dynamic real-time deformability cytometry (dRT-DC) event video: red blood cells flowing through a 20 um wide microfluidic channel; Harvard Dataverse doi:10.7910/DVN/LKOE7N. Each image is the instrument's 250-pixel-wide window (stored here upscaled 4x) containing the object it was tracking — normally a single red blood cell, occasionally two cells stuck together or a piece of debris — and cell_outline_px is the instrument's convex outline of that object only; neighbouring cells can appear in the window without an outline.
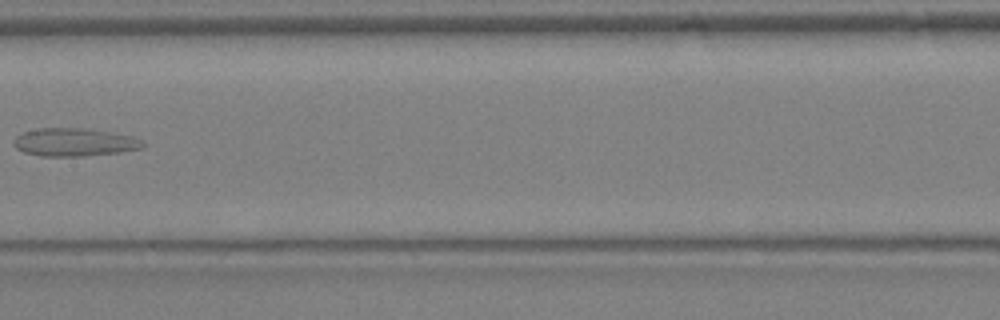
{"species": "Egyptian fruit bat (a non-hibernating species)", "species_latin": "Rousettus aegyptiacus", "temperature_condition": "warm", "stored_images_in_passage": 31, "camera_frame_rate_fps": 3000, "um_per_image_px": 0.085, "animal": {"sex": "female"}, "frame": {"image": 1, "passage_image": 15, "time_ms": 4.667, "image_size_px": [1000, 320], "cell_outline_px": [[144, 148], [120, 152], [84, 156], [40, 156], [24, 152], [16, 148], [12, 144], [12, 140], [16, 136], [24, 132], [40, 128], [84, 128], [132, 136], [140, 140], [144, 144]], "centroid_in_image_um": [6.29, 12.09], "position_along_channel_um": 201.1, "area_um2": 21.04}}
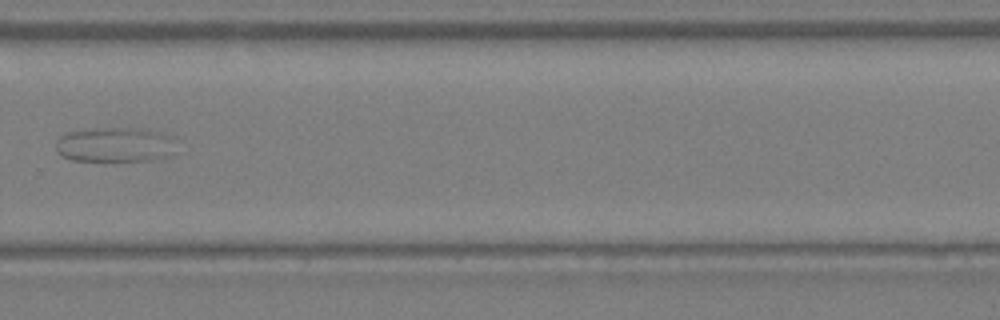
{"frame": {"image": 2, "passage_image": 21, "time_ms": 6.667, "image_size_px": [1000, 320], "cell_outline_px": [[180, 152], [168, 156], [152, 160], [72, 160], [64, 156], [56, 148], [56, 140], [64, 132], [100, 128], [132, 128], [160, 132], [176, 136]], "centroid_in_image_um": [9.91, 12.29], "position_along_channel_um": 319.9, "area_um2": 24.8}}
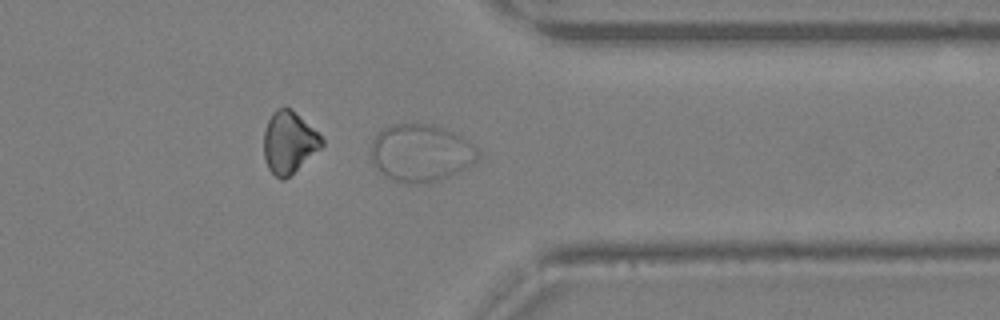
{"frame": {"image": 3, "passage_image": 24, "time_ms": 7.667, "image_size_px": [1000, 320], "cell_outline_px": [[480, 164], [448, 176], [436, 180], [416, 184], [408, 184], [396, 180], [388, 176], [372, 160], [372, 140], [376, 132], [388, 124], [436, 124], [468, 140], [480, 152]], "centroid_in_image_um": [35.85, 12.97], "position_along_channel_um": 375.6, "area_um2": 35.95}}